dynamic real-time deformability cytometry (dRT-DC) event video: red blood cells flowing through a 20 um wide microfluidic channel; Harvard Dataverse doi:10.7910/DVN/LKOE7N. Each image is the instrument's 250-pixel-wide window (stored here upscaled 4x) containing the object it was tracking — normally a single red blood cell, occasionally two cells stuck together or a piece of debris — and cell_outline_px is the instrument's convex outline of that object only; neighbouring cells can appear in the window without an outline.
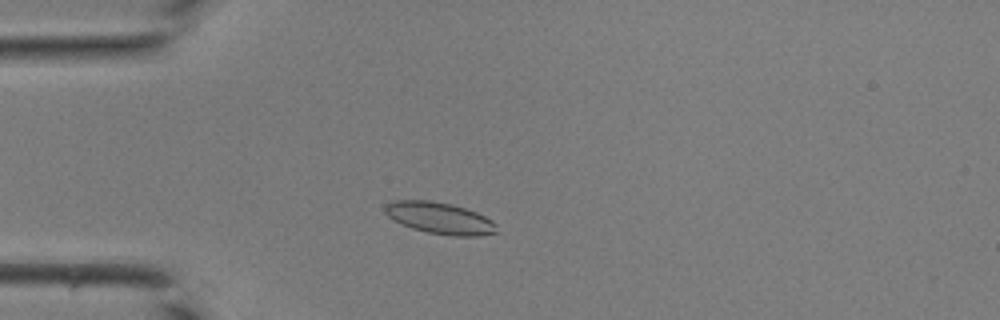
{"species": "common noctule bat (a hibernating species)", "species_latin": "Nyctalus noctula", "temperature_condition": "room temperature", "stored_images_in_passage": 32, "camera_frame_rate_fps": 3000, "um_per_image_px": 0.085, "animal": {"sex": "male", "body_mass_g": 19.0, "forearm_length_mm": 50.8}, "frame": {"image": 1, "passage_image": 1, "time_ms": 0.0, "image_size_px": [1000, 320], "cell_outline_px": [[496, 232], [476, 236], [456, 236], [428, 232], [412, 228], [388, 216], [384, 212], [384, 204], [388, 200], [432, 200], [452, 204], [476, 212], [492, 220], [496, 224]], "centroid_in_image_um": [37.34, 18.51], "position_along_channel_um": 47.7, "area_um2": 20.46}}
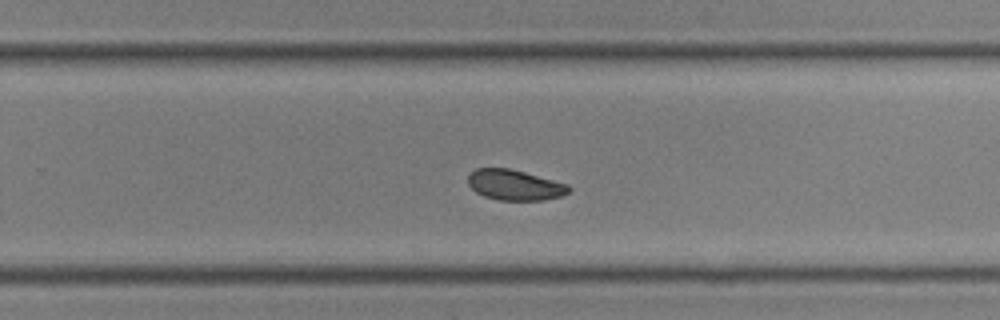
{"frame": {"image": 2, "passage_image": 17, "time_ms": 5.333, "image_size_px": [1000, 320], "cell_outline_px": [[572, 188], [568, 192], [560, 196], [544, 200], [500, 200], [484, 196], [476, 192], [468, 184], [468, 176], [476, 168], [508, 168], [524, 172], [568, 184]], "centroid_in_image_um": [43.75, 15.72], "position_along_channel_um": 286.1, "area_um2": 17.74}}
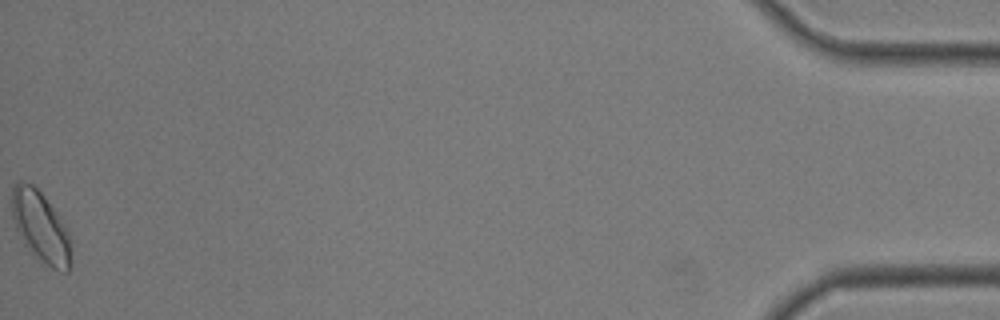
{"frame": {"image": 3, "passage_image": 32, "time_ms": 10.333, "image_size_px": [1000, 320], "cell_outline_px": [[72, 264], [68, 272], [64, 272], [52, 268], [24, 244], [16, 228], [12, 216], [12, 184], [20, 180], [24, 180], [32, 184], [44, 196], [64, 224], [72, 240]], "centroid_in_image_um": [3.48, 19.27], "position_along_channel_um": 431.7, "area_um2": 24.39}}